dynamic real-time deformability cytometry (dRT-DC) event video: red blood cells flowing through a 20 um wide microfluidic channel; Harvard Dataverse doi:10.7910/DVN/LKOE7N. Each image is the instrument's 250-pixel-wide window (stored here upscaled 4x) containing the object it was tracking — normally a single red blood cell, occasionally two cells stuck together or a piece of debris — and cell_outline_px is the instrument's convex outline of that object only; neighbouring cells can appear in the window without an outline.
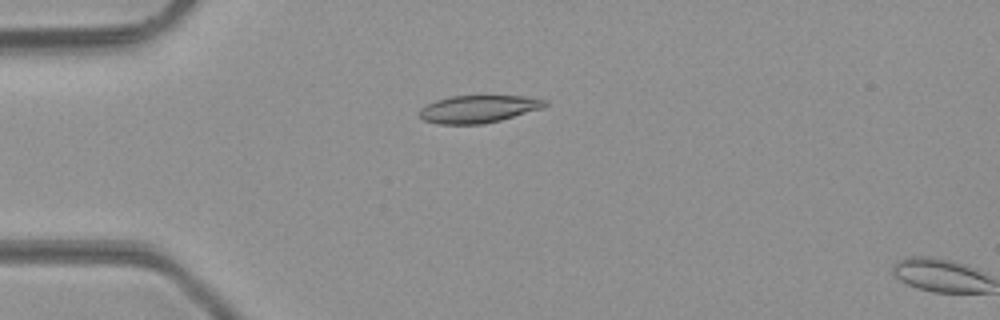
{"species": "common noctule bat (a hibernating species)", "species_latin": "Nyctalus noctula", "temperature_condition": "room temperature", "stored_images_in_passage": 2, "camera_frame_rate_fps": 3000, "um_per_image_px": 0.085, "animal": {"sex": "male", "body_mass_g": 23.1, "forearm_length_mm": 52.7}, "frame": {"image": 1, "passage_image": 1, "time_ms": 0.0, "image_size_px": [1000, 320], "cell_outline_px": [[548, 104], [540, 108], [500, 120], [484, 124], [436, 124], [424, 120], [420, 116], [420, 108], [436, 100], [452, 96], [520, 96], [548, 100]], "centroid_in_image_um": [40.63, 9.27], "position_along_channel_um": 44.4, "area_um2": 19.83}}